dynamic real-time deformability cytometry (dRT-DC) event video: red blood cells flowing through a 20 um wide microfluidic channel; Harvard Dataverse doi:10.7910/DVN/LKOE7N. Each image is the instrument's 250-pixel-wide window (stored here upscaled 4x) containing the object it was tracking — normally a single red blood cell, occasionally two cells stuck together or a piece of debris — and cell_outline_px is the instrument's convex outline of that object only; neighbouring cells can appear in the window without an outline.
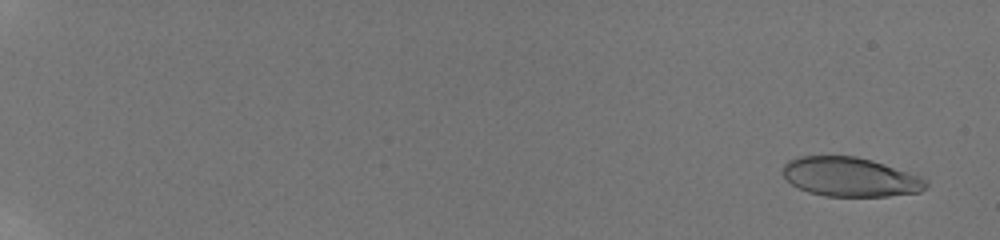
{"species": "human", "species_latin": "Homo sapiens", "temperature_condition": "room temperature", "stored_images_in_passage": 39, "camera_frame_rate_fps": 3000, "um_per_image_px": 0.085, "donor": {"sex": "male"}, "frame": {"image": 1, "passage_image": 4, "time_ms": 1.0, "image_size_px": [1000, 240], "cell_outline_px": [[928, 188], [920, 192], [888, 196], [824, 196], [808, 192], [792, 184], [784, 176], [784, 164], [788, 160], [796, 156], [856, 156], [872, 160], [884, 164], [916, 176], [924, 180], [928, 184]], "centroid_in_image_um": [72.23, 15.04], "position_along_channel_um": 12.8, "area_um2": 32.43}}
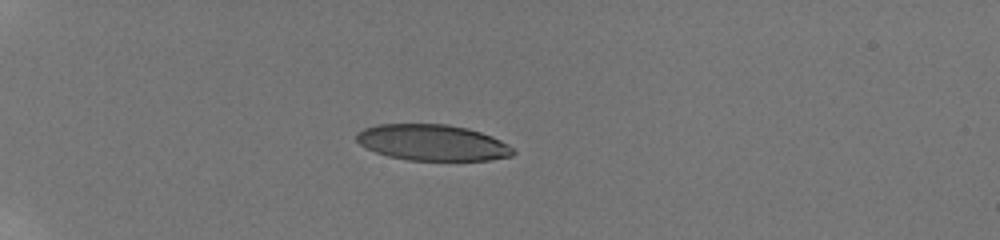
{"frame": {"image": 2, "passage_image": 25, "time_ms": 6.333, "image_size_px": [1000, 240], "cell_outline_px": [[516, 152], [512, 156], [488, 160], [408, 160], [388, 156], [376, 152], [360, 144], [356, 140], [356, 132], [364, 128], [376, 124], [448, 124], [468, 128], [492, 136], [508, 144]], "centroid_in_image_um": [36.75, 12.11], "position_along_channel_um": 48.2, "area_um2": 32.95}}
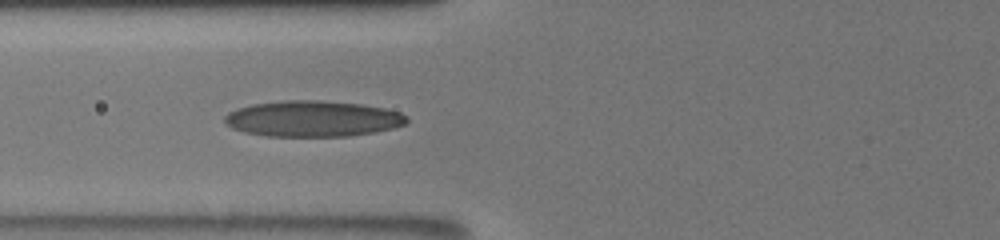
{"frame": {"image": 3, "passage_image": 38, "time_ms": 9.0, "image_size_px": [1000, 240], "cell_outline_px": [[408, 120], [404, 124], [392, 128], [376, 132], [348, 136], [268, 136], [244, 132], [232, 128], [224, 124], [224, 116], [228, 112], [252, 104], [284, 100], [320, 100], [360, 104], [384, 108], [400, 112], [408, 116]], "centroid_in_image_um": [26.57, 10.09], "position_along_channel_um": 99.2, "area_um2": 38.21}}